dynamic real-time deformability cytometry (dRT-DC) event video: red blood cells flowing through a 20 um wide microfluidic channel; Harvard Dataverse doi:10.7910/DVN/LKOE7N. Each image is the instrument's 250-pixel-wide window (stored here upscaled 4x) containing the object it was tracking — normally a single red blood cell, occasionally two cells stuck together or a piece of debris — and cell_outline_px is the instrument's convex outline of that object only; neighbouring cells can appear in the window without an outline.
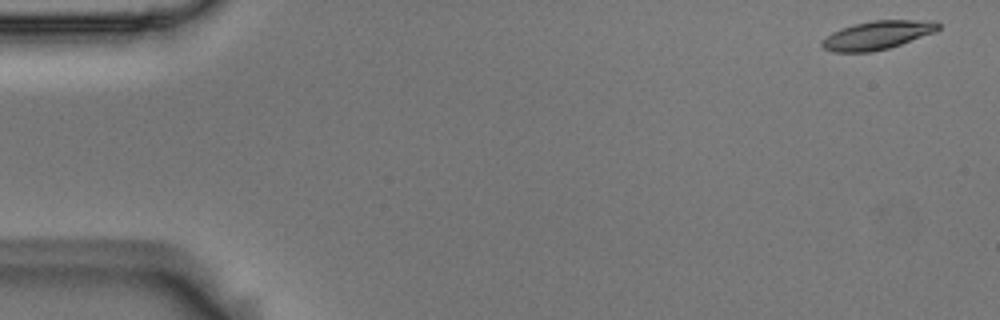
{"species": "Egyptian fruit bat (a non-hibernating species)", "species_latin": "Rousettus aegyptiacus", "temperature_condition": "room temperature", "stored_images_in_passage": 54, "camera_frame_rate_fps": 3000, "um_per_image_px": 0.085, "animal": {"sex": "male"}, "frame": {"image": 1, "passage_image": 1, "time_ms": 0.0, "image_size_px": [1000, 320], "cell_outline_px": [[940, 28], [936, 32], [888, 48], [872, 52], [832, 52], [824, 48], [820, 44], [832, 32], [840, 28], [852, 24], [872, 20], [936, 20], [940, 24]], "centroid_in_image_um": [74.6, 2.97], "position_along_channel_um": 10.4, "area_um2": 19.42}}
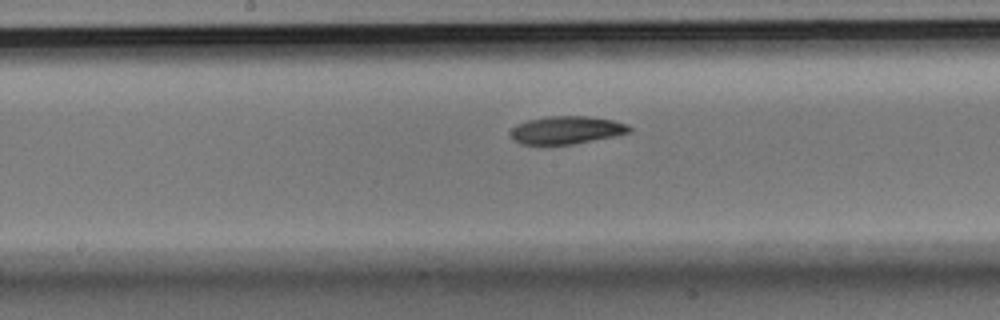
{"frame": {"image": 2, "passage_image": 27, "time_ms": 8.667, "image_size_px": [1000, 320], "cell_outline_px": [[632, 132], [616, 136], [572, 144], [520, 144], [512, 140], [512, 128], [516, 124], [528, 120], [544, 116], [588, 116], [612, 120], [628, 124], [632, 128]], "centroid_in_image_um": [48.18, 11.05], "position_along_channel_um": 200.0, "area_um2": 19.36}}
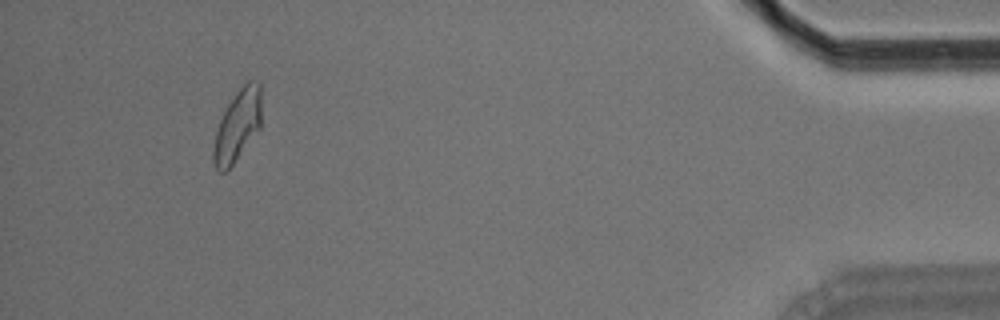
{"frame": {"image": 3, "passage_image": 50, "time_ms": 16.333, "image_size_px": [1000, 320], "cell_outline_px": [[260, 128], [232, 164], [224, 172], [220, 172], [216, 168], [212, 160], [212, 148], [216, 132], [220, 120], [228, 104], [236, 92], [248, 80], [260, 80]], "centroid_in_image_um": [20.17, 10.66], "position_along_channel_um": 415.0, "area_um2": 19.65}, "authors_computed_cell_mechanics": {"area_um2": 19.5942, "velocity_mm_per_s": 3.6657, "shape_relaxation_time_tau1_ms": 5.0359, "shape_relaxation_time_tau2_ms": 5.4675, "deformation_change_tau1": 0.1446, "deformation_change_tau2": 0.1108}}